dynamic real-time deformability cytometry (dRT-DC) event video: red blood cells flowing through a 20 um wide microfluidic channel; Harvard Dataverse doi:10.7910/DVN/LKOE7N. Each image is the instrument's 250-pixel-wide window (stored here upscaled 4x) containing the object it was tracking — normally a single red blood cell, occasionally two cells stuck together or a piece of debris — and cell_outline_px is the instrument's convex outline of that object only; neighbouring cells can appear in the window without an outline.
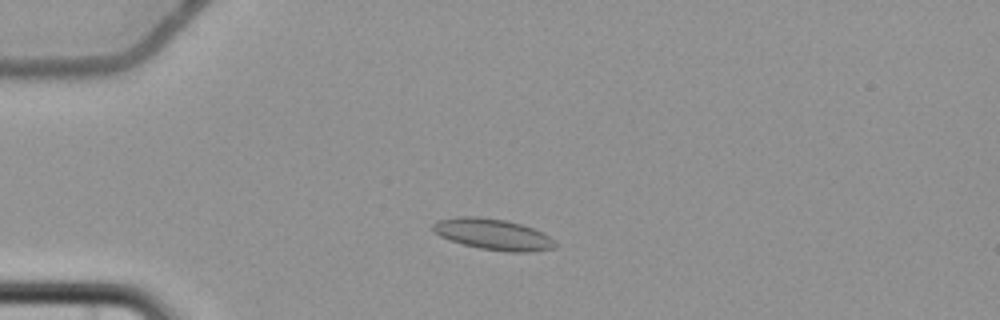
{"species": "common noctule bat (a hibernating species)", "species_latin": "Nyctalus noctula", "temperature_condition": "cold", "stored_images_in_passage": 4, "camera_frame_rate_fps": 3000, "um_per_image_px": 0.085, "animal": {"sex": "female", "body_mass_g": 22.7, "forearm_length_mm": 54.2}, "frame": {"image": 1, "passage_image": 3, "time_ms": 2.333, "image_size_px": [1000, 320], "cell_outline_px": [[556, 248], [532, 252], [508, 252], [480, 248], [464, 244], [440, 236], [432, 228], [432, 224], [436, 220], [456, 216], [476, 216], [504, 220], [520, 224], [544, 232], [556, 244]], "centroid_in_image_um": [41.91, 19.91], "position_along_channel_um": 43.1, "area_um2": 22.02}}